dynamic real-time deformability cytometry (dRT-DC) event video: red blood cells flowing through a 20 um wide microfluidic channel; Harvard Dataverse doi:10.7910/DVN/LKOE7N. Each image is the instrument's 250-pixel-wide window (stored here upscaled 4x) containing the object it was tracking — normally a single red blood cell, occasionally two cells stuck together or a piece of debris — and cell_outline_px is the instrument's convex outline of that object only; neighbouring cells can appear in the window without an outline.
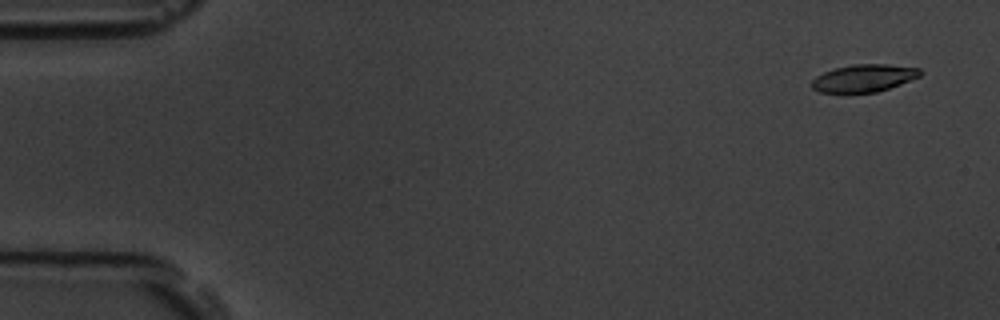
{"species": "common noctule bat (a hibernating species)", "species_latin": "Nyctalus noctula", "temperature_condition": "room temperature", "stored_images_in_passage": 5, "camera_frame_rate_fps": 3000, "um_per_image_px": 0.085, "animal": {"sex": "male", "body_mass_g": 19.5, "forearm_length_mm": 54.6}, "frame": {"image": 1, "passage_image": 1, "time_ms": 0.0, "image_size_px": [1000, 320], "cell_outline_px": [[924, 72], [920, 76], [900, 84], [876, 92], [820, 92], [812, 88], [812, 80], [816, 76], [824, 72], [836, 68], [852, 64], [888, 64], [920, 68]], "centroid_in_image_um": [73.46, 6.62], "position_along_channel_um": 11.5, "area_um2": 17.22}}
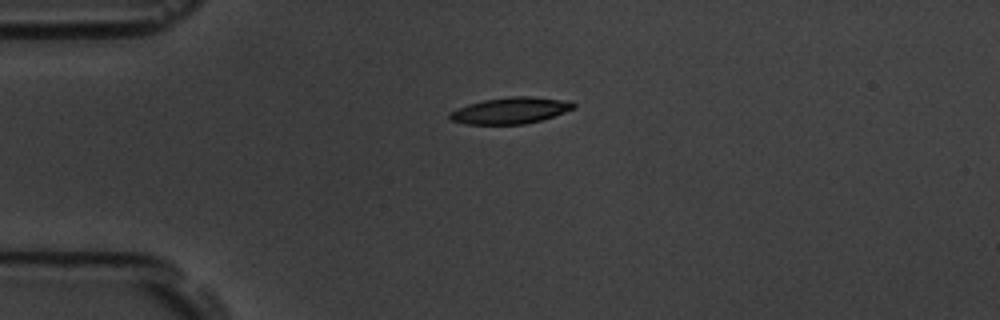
{"frame": {"image": 2, "passage_image": 4, "time_ms": 1.0, "image_size_px": [1000, 320], "cell_outline_px": [[576, 108], [540, 120], [524, 124], [468, 124], [452, 120], [448, 116], [448, 112], [456, 108], [468, 104], [484, 100], [508, 96], [532, 96], [572, 100], [576, 104]], "centroid_in_image_um": [43.42, 9.37], "position_along_channel_um": 41.6, "area_um2": 19.19}}